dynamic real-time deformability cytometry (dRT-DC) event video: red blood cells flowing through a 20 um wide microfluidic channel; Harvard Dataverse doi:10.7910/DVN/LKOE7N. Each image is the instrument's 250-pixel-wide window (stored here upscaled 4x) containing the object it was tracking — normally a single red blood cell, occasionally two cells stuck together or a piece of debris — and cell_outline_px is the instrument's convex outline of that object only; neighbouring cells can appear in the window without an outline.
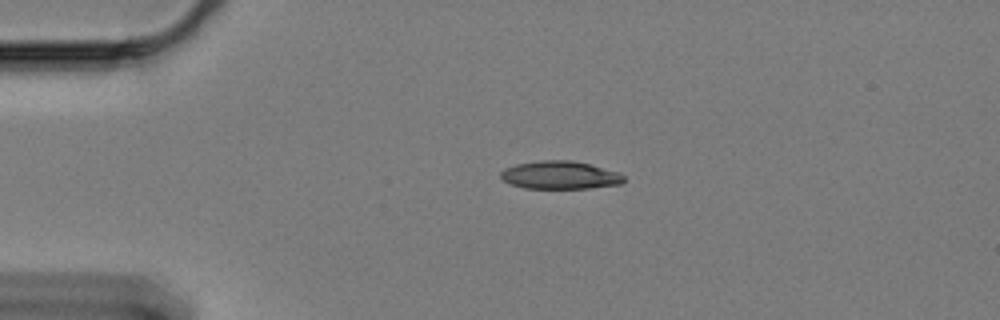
{"species": "Egyptian fruit bat (a non-hibernating species)", "species_latin": "Rousettus aegyptiacus", "temperature_condition": "cold", "stored_images_in_passage": 48, "camera_frame_rate_fps": 3000, "um_per_image_px": 0.085, "animal": {"sex": "female"}, "frame": {"image": 1, "passage_image": 1, "time_ms": 0.0, "image_size_px": [1000, 320], "cell_outline_px": [[624, 180], [620, 184], [588, 188], [524, 188], [512, 184], [504, 180], [500, 176], [500, 172], [504, 168], [516, 164], [540, 160], [572, 160], [592, 164], [620, 172], [624, 176]], "centroid_in_image_um": [47.62, 14.87], "position_along_channel_um": 37.4, "area_um2": 20.17}}
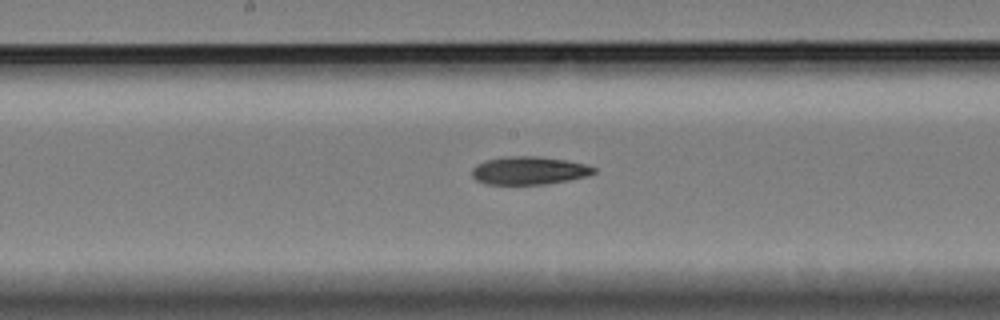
{"frame": {"image": 2, "passage_image": 19, "time_ms": 6.0, "image_size_px": [1000, 320], "cell_outline_px": [[596, 172], [588, 176], [568, 180], [544, 184], [484, 184], [476, 180], [472, 176], [472, 168], [476, 164], [484, 160], [512, 156], [536, 156], [564, 160], [584, 164], [596, 168]], "centroid_in_image_um": [44.94, 14.5], "position_along_channel_um": 203.3, "area_um2": 19.83}}
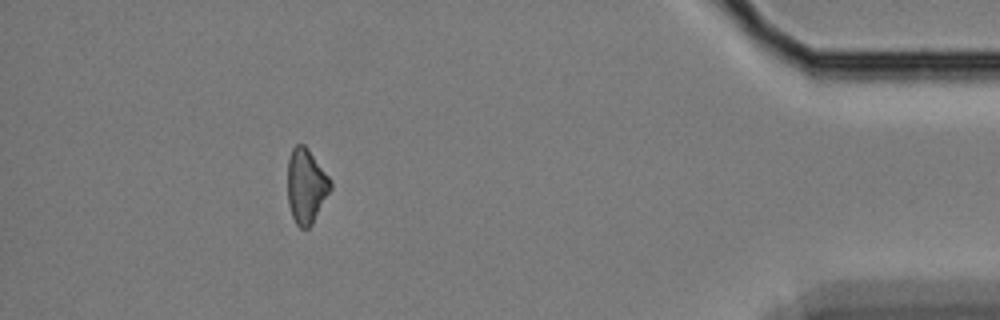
{"frame": {"image": 3, "passage_image": 42, "time_ms": 13.667, "image_size_px": [1000, 320], "cell_outline_px": [[332, 188], [312, 224], [308, 228], [300, 228], [296, 224], [292, 216], [288, 204], [288, 160], [292, 148], [296, 144], [304, 144], [308, 148], [332, 180]], "centroid_in_image_um": [26.03, 15.8], "position_along_channel_um": 409.2, "area_um2": 18.79}}